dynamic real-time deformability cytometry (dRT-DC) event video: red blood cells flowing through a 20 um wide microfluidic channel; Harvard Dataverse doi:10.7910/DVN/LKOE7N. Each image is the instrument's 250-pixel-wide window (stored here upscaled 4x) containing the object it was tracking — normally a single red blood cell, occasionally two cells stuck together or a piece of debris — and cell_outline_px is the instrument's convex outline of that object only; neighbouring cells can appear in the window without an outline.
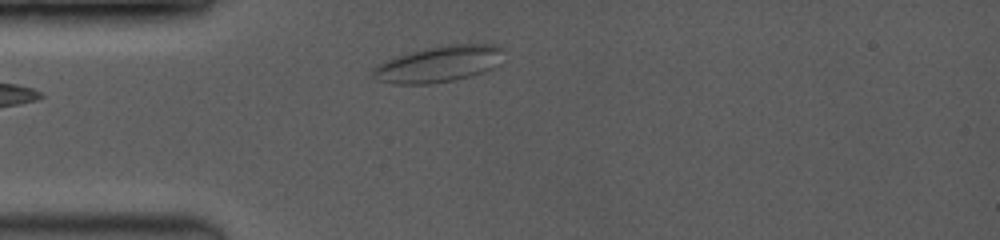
{"species": "common noctule bat (a hibernating species)", "species_latin": "Nyctalus noctula", "temperature_condition": "room temperature", "stored_images_in_passage": 8, "camera_frame_rate_fps": 3500, "um_per_image_px": 0.085, "animal": {"sex": "female", "body_mass_g": 19.0, "forearm_length_mm": 53.3}, "frame": {"image": 1, "passage_image": 1, "time_ms": 0.0, "image_size_px": [1000, 240], "cell_outline_px": [[500, 48], [492, 68], [484, 72], [456, 80], [428, 84], [396, 84], [376, 80], [372, 76], [372, 72], [380, 64], [388, 60], [408, 52], [440, 44], [492, 44]], "centroid_in_image_um": [37.2, 5.45], "position_along_channel_um": 47.8, "area_um2": 26.99}}
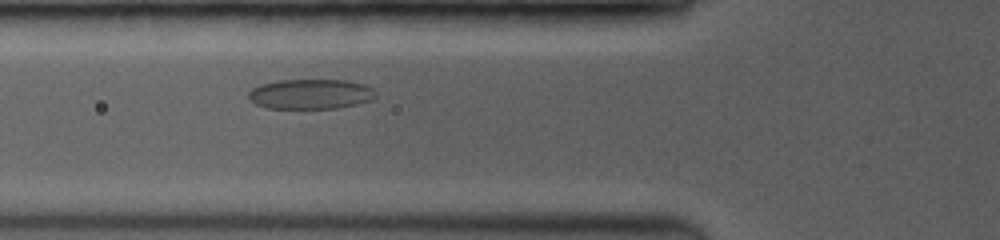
{"frame": {"image": 2, "passage_image": 8, "time_ms": 1.714, "image_size_px": [1000, 240], "cell_outline_px": [[376, 96], [372, 100], [356, 104], [336, 108], [268, 108], [256, 104], [248, 96], [248, 92], [252, 88], [260, 84], [276, 80], [344, 80], [364, 84], [372, 88], [376, 92]], "centroid_in_image_um": [26.4, 7.99], "position_along_channel_um": 99.4, "area_um2": 22.2}}